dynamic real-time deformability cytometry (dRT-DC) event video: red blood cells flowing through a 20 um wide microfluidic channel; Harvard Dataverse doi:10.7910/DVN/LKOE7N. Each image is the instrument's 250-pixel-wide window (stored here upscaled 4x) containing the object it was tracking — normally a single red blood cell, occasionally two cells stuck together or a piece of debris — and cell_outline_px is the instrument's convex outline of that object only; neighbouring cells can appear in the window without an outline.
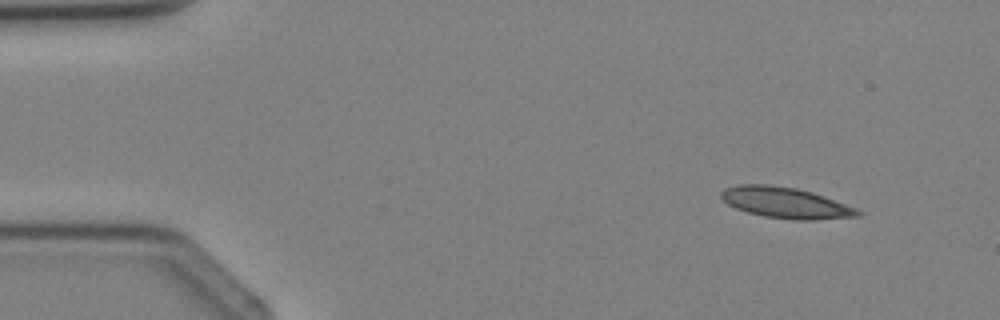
{"species": "Egyptian fruit bat (a non-hibernating species)", "species_latin": "Rousettus aegyptiacus", "temperature_condition": "cold", "stored_images_in_passage": 3, "camera_frame_rate_fps": 3000, "um_per_image_px": 0.085, "animal": {"sex": "female"}, "frame": {"image": 1, "passage_image": 1, "time_ms": 0.0, "image_size_px": [1000, 320], "cell_outline_px": [[860, 216], [816, 220], [796, 220], [764, 216], [748, 212], [736, 208], [728, 204], [720, 196], [720, 192], [724, 188], [740, 184], [768, 184], [796, 188], [812, 192], [856, 208], [860, 212]], "centroid_in_image_um": [66.75, 17.23], "position_along_channel_um": 18.2, "area_um2": 24.45}}